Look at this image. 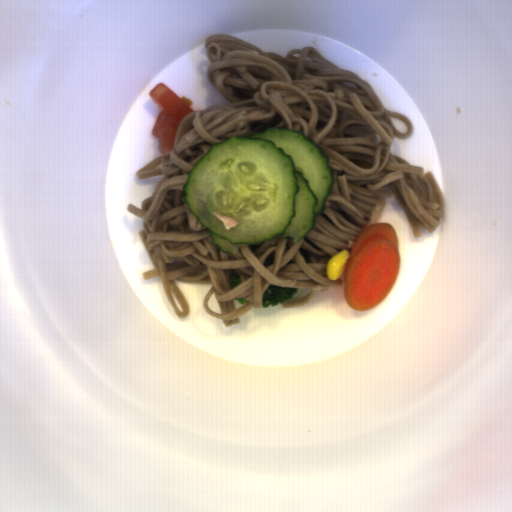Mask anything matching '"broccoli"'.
Listing matches in <instances>:
<instances>
[{
  "label": "broccoli",
  "mask_w": 512,
  "mask_h": 512,
  "mask_svg": "<svg viewBox=\"0 0 512 512\" xmlns=\"http://www.w3.org/2000/svg\"><path fill=\"white\" fill-rule=\"evenodd\" d=\"M297 292L298 287H280L270 283L264 292L261 307H272L292 300Z\"/></svg>",
  "instance_id": "1706d50b"
},
{
  "label": "broccoli",
  "mask_w": 512,
  "mask_h": 512,
  "mask_svg": "<svg viewBox=\"0 0 512 512\" xmlns=\"http://www.w3.org/2000/svg\"><path fill=\"white\" fill-rule=\"evenodd\" d=\"M229 283H230V289H235L237 286H239L242 281H241V278L239 275H236V274H232L229 278Z\"/></svg>",
  "instance_id": "ccd96aad"
},
{
  "label": "broccoli",
  "mask_w": 512,
  "mask_h": 512,
  "mask_svg": "<svg viewBox=\"0 0 512 512\" xmlns=\"http://www.w3.org/2000/svg\"><path fill=\"white\" fill-rule=\"evenodd\" d=\"M236 303L240 304V305H245L246 303H248V300L242 298V297H237L235 299H233Z\"/></svg>",
  "instance_id": "226fcaf6"
}]
</instances>
